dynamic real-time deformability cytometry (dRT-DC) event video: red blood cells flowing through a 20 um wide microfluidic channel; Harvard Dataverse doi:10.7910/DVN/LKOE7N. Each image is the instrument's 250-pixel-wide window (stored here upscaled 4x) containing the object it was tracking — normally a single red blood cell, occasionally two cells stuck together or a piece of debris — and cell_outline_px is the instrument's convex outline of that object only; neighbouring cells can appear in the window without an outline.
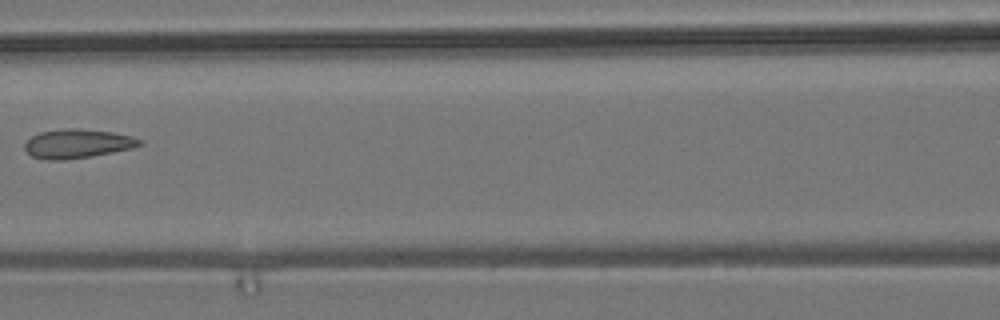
{"species": "common noctule bat (a hibernating species)", "species_latin": "Nyctalus noctula", "temperature_condition": "room temperature", "stored_images_in_passage": 7, "camera_frame_rate_fps": 3000, "um_per_image_px": 0.085, "animal": {"sex": "male", "body_mass_g": 19.2, "forearm_length_mm": 51.8}, "frame": {"image": 1, "passage_image": 6, "time_ms": 6.0, "image_size_px": [1000, 320], "cell_outline_px": [[144, 144], [132, 148], [92, 156], [64, 160], [48, 160], [32, 156], [24, 148], [24, 144], [32, 136], [40, 132], [64, 128], [80, 128], [112, 132], [132, 136], [144, 140]], "centroid_in_image_um": [6.61, 12.2], "position_along_channel_um": 160.0, "area_um2": 19.54}}
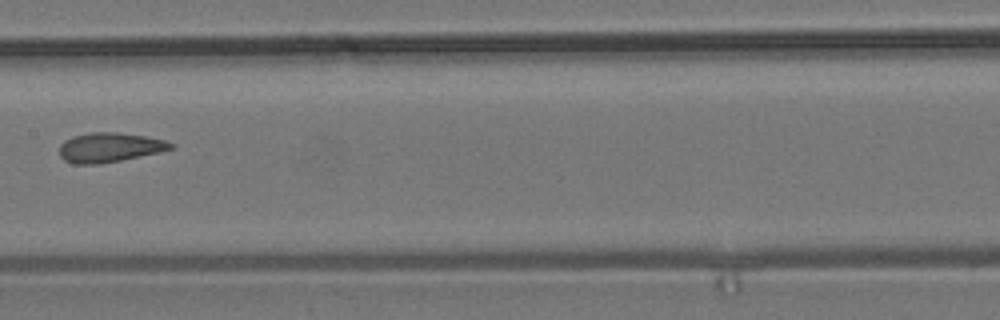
{"frame": {"image": 2, "passage_image": 7, "time_ms": 7.0, "image_size_px": [1000, 320], "cell_outline_px": [[176, 148], [160, 152], [100, 164], [72, 164], [64, 160], [60, 156], [60, 144], [64, 140], [72, 136], [92, 132], [120, 132], [144, 136], [164, 140], [176, 144]], "centroid_in_image_um": [9.32, 12.53], "position_along_channel_um": 198.1, "area_um2": 19.31}}